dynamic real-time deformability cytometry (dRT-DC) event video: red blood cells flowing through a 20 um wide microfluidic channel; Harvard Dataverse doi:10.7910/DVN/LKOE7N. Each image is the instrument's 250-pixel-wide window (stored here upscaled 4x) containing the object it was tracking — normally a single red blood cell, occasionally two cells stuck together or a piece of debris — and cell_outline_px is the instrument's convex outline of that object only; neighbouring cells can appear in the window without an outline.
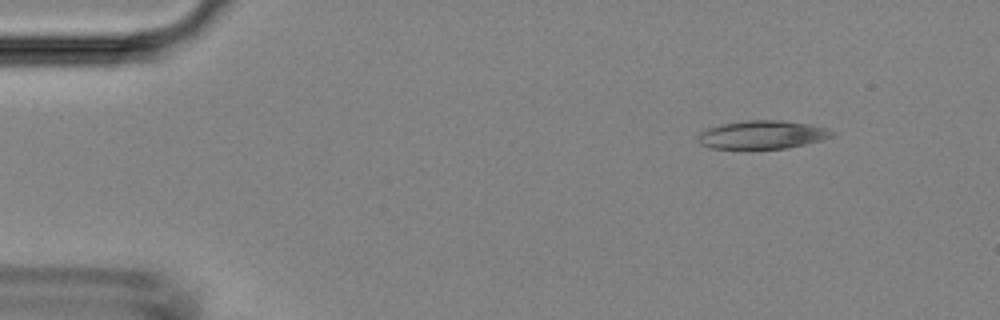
{"species": "Egyptian fruit bat (a non-hibernating species)", "species_latin": "Rousettus aegyptiacus", "temperature_condition": "room temperature", "stored_images_in_passage": 6, "camera_frame_rate_fps": 3000, "um_per_image_px": 0.085, "animal": {"sex": "female"}, "frame": {"image": 1, "passage_image": 2, "time_ms": 1.0, "image_size_px": [1000, 320], "cell_outline_px": [[836, 132], [832, 136], [820, 140], [804, 144], [784, 148], [748, 152], [708, 148], [700, 144], [696, 136], [700, 132], [708, 128], [720, 124], [748, 120], [780, 120], [808, 124], [828, 128]], "centroid_in_image_um": [64.7, 11.5], "position_along_channel_um": 20.3, "area_um2": 23.06}}
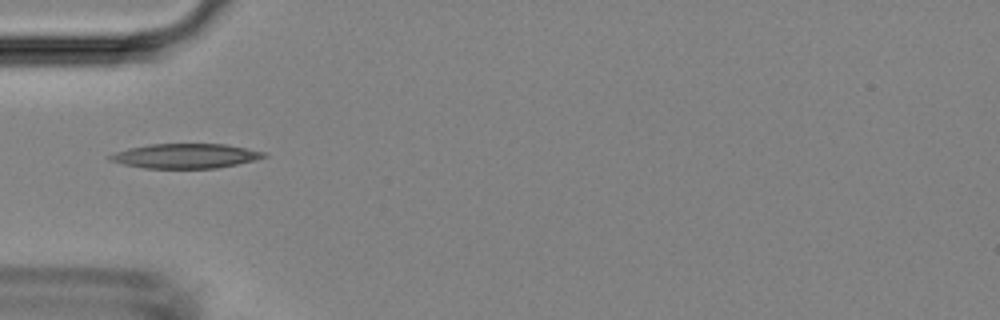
{"frame": {"image": 2, "passage_image": 5, "time_ms": 4.333, "image_size_px": [1000, 320], "cell_outline_px": [[268, 156], [256, 160], [216, 168], [144, 168], [124, 164], [108, 160], [108, 156], [116, 152], [128, 148], [148, 144], [224, 144], [268, 152]], "centroid_in_image_um": [15.79, 13.25], "position_along_channel_um": 69.2, "area_um2": 22.08}}